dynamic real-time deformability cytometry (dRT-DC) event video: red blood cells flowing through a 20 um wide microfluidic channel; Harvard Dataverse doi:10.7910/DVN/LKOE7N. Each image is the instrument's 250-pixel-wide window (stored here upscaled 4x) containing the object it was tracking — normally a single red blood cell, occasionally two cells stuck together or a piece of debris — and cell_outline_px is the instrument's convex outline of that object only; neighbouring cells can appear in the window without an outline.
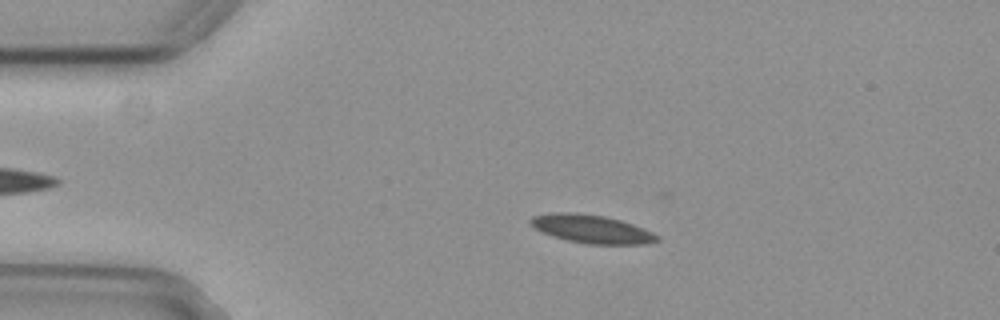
{"species": "common noctule bat (a hibernating species)", "species_latin": "Nyctalus noctula", "temperature_condition": "cold", "stored_images_in_passage": 43, "camera_frame_rate_fps": 3000, "um_per_image_px": 0.085, "animal": {"sex": "female", "body_mass_g": 29.2, "forearm_length_mm": 56.3}, "frame": {"image": 1, "passage_image": 2, "time_ms": 0.333, "image_size_px": [1000, 320], "cell_outline_px": [[660, 240], [648, 244], [588, 244], [568, 240], [552, 236], [528, 224], [528, 220], [532, 216], [552, 212], [576, 212], [604, 216], [620, 220], [632, 224], [652, 232], [660, 236]], "centroid_in_image_um": [50.28, 19.46], "position_along_channel_um": 34.7, "area_um2": 20.92}}
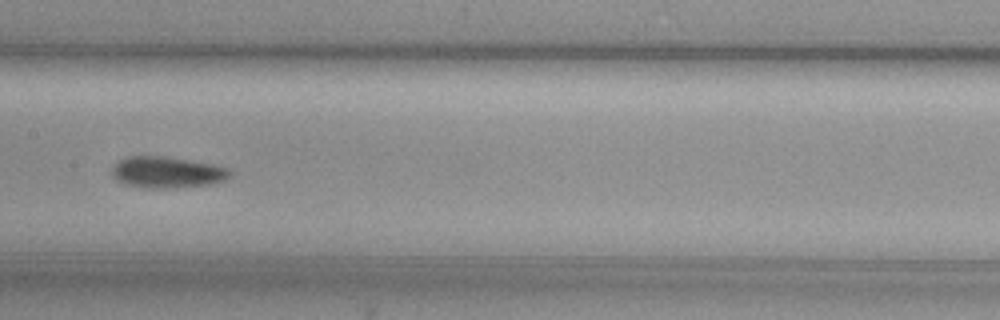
{"frame": {"image": 2, "passage_image": 18, "time_ms": 5.667, "image_size_px": [1000, 320], "cell_outline_px": [[232, 176], [224, 180], [212, 184], [172, 188], [144, 188], [124, 184], [116, 180], [112, 176], [112, 168], [120, 160], [128, 156], [164, 156], [212, 164], [228, 168], [232, 172]], "centroid_in_image_um": [14.2, 14.65], "position_along_channel_um": 193.2, "area_um2": 21.62}}
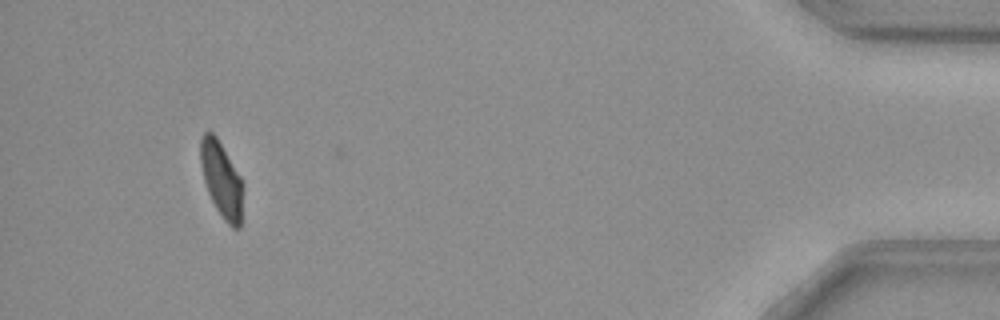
{"frame": {"image": 3, "passage_image": 42, "time_ms": 13.667, "image_size_px": [1000, 320], "cell_outline_px": [[244, 184], [240, 228], [232, 228], [224, 220], [216, 208], [208, 192], [204, 180], [200, 164], [200, 140], [204, 132], [212, 132], [216, 136], [240, 176]], "centroid_in_image_um": [18.84, 15.28], "position_along_channel_um": 416.4, "area_um2": 18.67}, "authors_computed_cell_mechanics": {"area_um2": 20.5768, "velocity_mm_per_s": 3.732, "shape_relaxation_time_tau1_ms": 8.4933, "shape_relaxation_time_tau2_ms": null, "deformation_change_tau1": 0.1626, "deformation_change_tau2": null}}